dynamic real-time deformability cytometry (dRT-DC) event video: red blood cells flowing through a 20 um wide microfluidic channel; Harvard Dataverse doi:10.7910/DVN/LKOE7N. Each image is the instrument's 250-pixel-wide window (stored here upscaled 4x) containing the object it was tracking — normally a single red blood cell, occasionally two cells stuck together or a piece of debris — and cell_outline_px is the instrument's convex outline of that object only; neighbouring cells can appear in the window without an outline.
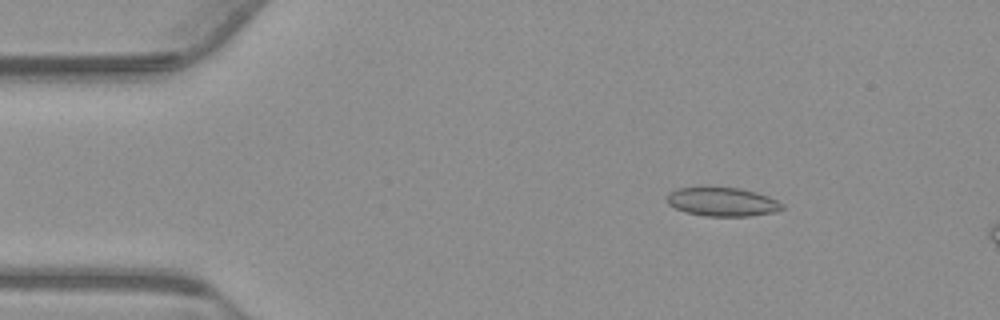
{"species": "common noctule bat (a hibernating species)", "species_latin": "Nyctalus noctula", "temperature_condition": "warm", "stored_images_in_passage": 13, "camera_frame_rate_fps": 3000, "um_per_image_px": 0.085, "animal": {"sex": "male", "body_mass_g": 23.1, "forearm_length_mm": 52.7}, "frame": {"image": 1, "passage_image": 8, "time_ms": 2.333, "image_size_px": [1000, 320], "cell_outline_px": [[784, 208], [776, 212], [748, 216], [704, 216], [684, 212], [668, 204], [668, 192], [676, 188], [740, 188], [756, 192], [768, 196], [784, 204]], "centroid_in_image_um": [61.42, 17.17], "position_along_channel_um": 23.6, "area_um2": 19.25}}